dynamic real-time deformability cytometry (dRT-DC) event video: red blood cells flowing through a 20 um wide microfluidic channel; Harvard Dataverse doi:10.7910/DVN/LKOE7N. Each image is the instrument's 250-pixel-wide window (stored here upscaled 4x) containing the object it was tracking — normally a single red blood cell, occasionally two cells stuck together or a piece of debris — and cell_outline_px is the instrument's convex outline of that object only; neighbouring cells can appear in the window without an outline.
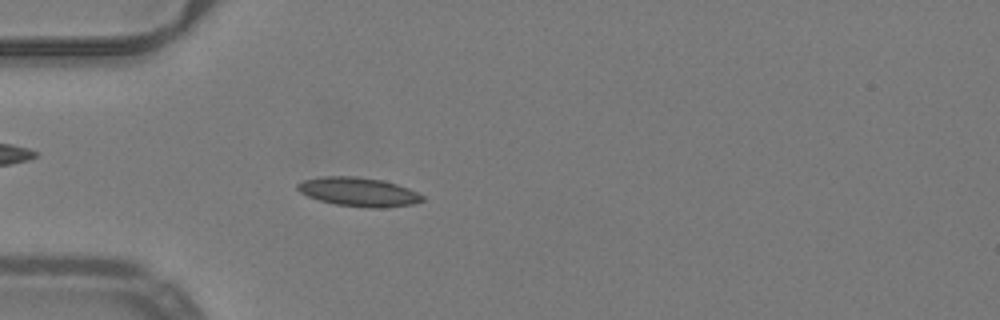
{"species": "common noctule bat (a hibernating species)", "species_latin": "Nyctalus noctula", "temperature_condition": "warm", "stored_images_in_passage": 51, "camera_frame_rate_fps": 3000, "um_per_image_px": 0.085, "animal": {"sex": "male", "body_mass_g": 19.2, "forearm_length_mm": 51.8}, "frame": {"image": 1, "passage_image": 15, "time_ms": 4.667, "image_size_px": [1000, 320], "cell_outline_px": [[424, 200], [412, 204], [384, 208], [372, 208], [336, 204], [320, 200], [308, 196], [300, 192], [296, 188], [296, 184], [304, 180], [320, 176], [356, 176], [384, 180], [408, 188], [424, 196]], "centroid_in_image_um": [30.47, 16.3], "position_along_channel_um": 54.5, "area_um2": 21.04}}
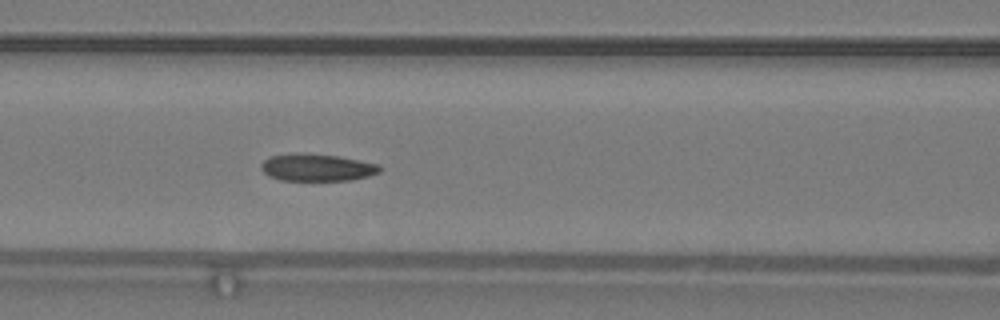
{"frame": {"image": 2, "passage_image": 22, "time_ms": 7.0, "image_size_px": [1000, 320], "cell_outline_px": [[380, 172], [368, 176], [352, 180], [280, 180], [268, 176], [260, 168], [260, 164], [268, 156], [296, 152], [304, 152], [336, 156], [380, 164]], "centroid_in_image_um": [26.89, 14.22], "position_along_channel_um": 139.7, "area_um2": 19.02}}
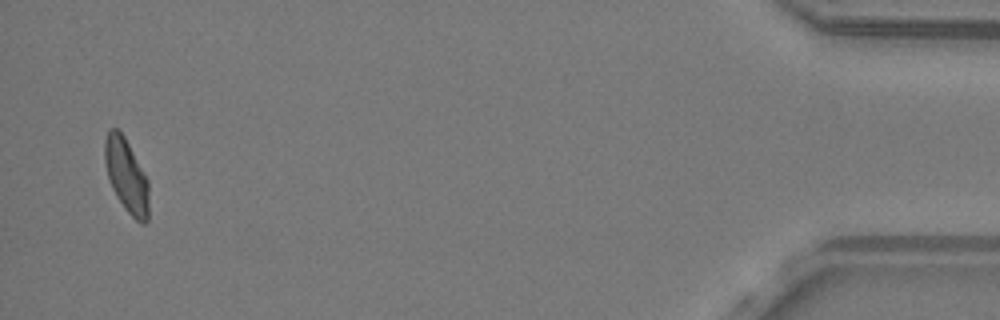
{"frame": {"image": 3, "passage_image": 50, "time_ms": 16.333, "image_size_px": [1000, 320], "cell_outline_px": [[148, 220], [144, 224], [140, 224], [128, 212], [116, 196], [112, 188], [108, 176], [104, 160], [104, 140], [108, 128], [116, 128], [124, 136], [148, 180]], "centroid_in_image_um": [10.73, 14.92], "position_along_channel_um": 424.5, "area_um2": 18.84}, "authors_computed_cell_mechanics": {"area_um2": 19.074, "velocity_mm_per_s": 3.971, "shape_relaxation_time_tau1_ms": 6.6696, "shape_relaxation_time_tau2_ms": 2.2313, "deformation_change_tau1": 0.1613, "deformation_change_tau2": 0.0841}}